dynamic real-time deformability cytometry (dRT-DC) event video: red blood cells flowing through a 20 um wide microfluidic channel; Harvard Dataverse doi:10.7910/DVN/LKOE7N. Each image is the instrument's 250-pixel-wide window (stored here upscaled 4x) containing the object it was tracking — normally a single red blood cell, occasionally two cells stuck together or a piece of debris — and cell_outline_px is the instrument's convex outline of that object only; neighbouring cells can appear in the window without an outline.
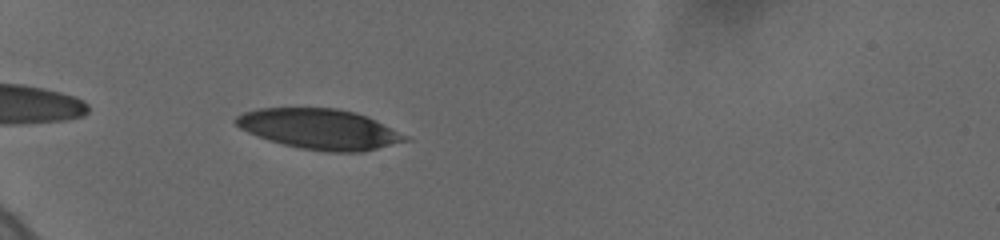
{"species": "human", "species_latin": "Homo sapiens", "temperature_condition": "cold", "stored_images_in_passage": 37, "camera_frame_rate_fps": 3000, "um_per_image_px": 0.085, "donor": {"sex": "female"}, "frame": {"image": 1, "passage_image": 8, "time_ms": 1.0, "image_size_px": [1000, 240], "cell_outline_px": [[412, 140], [364, 152], [328, 152], [300, 148], [268, 140], [248, 132], [240, 128], [232, 120], [236, 116], [244, 112], [260, 108], [336, 108], [368, 116], [408, 136]], "centroid_in_image_um": [27.19, 10.98], "position_along_channel_um": 57.8, "area_um2": 39.82}}
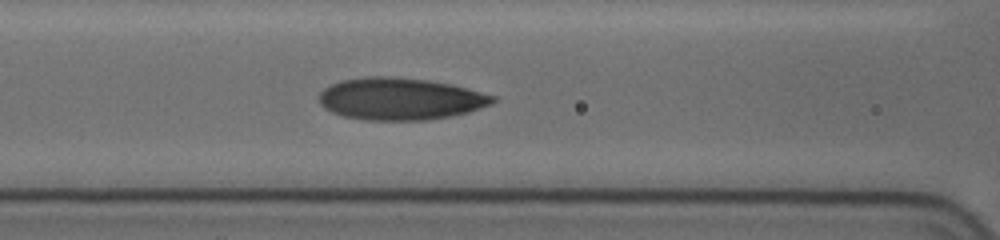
{"frame": {"image": 2, "passage_image": 29, "time_ms": 3.667, "image_size_px": [1000, 240], "cell_outline_px": [[496, 100], [492, 104], [468, 112], [452, 116], [428, 120], [364, 120], [344, 116], [332, 112], [324, 108], [320, 104], [320, 92], [324, 88], [340, 80], [368, 76], [388, 76], [428, 80], [448, 84], [496, 96]], "centroid_in_image_um": [34.0, 8.41], "position_along_channel_um": 132.6, "area_um2": 42.48}}
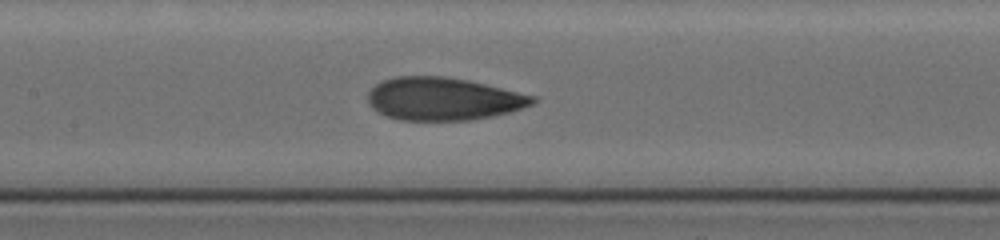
{"frame": {"image": 3, "passage_image": 37, "time_ms": 4.667, "image_size_px": [1000, 240], "cell_outline_px": [[536, 100], [532, 104], [508, 112], [492, 116], [468, 120], [400, 120], [376, 112], [368, 104], [368, 92], [376, 84], [384, 80], [400, 76], [444, 76], [468, 80], [536, 96]], "centroid_in_image_um": [37.64, 8.4], "position_along_channel_um": 169.8, "area_um2": 40.86}}